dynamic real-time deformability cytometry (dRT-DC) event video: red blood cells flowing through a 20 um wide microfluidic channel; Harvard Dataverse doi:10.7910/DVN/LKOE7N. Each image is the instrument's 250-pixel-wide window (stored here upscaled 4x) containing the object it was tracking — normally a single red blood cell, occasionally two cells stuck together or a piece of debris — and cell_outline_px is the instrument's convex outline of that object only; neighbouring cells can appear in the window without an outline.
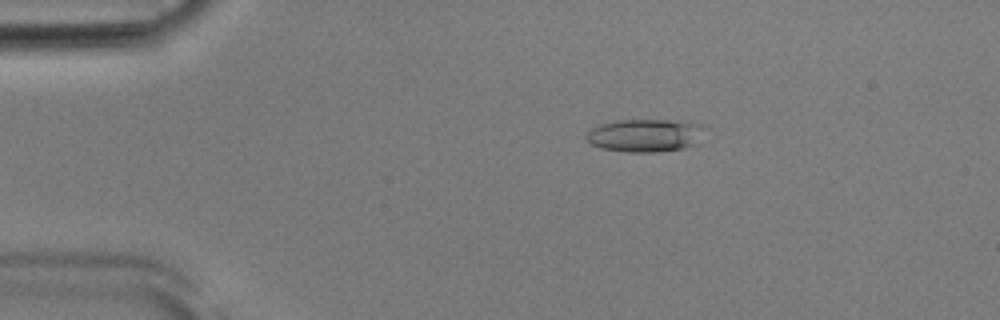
{"species": "Egyptian fruit bat (a non-hibernating species)", "species_latin": "Rousettus aegyptiacus", "temperature_condition": "room temperature", "stored_images_in_passage": 52, "camera_frame_rate_fps": 3000, "um_per_image_px": 0.085, "animal": {"sex": "male"}, "frame": {"image": 1, "passage_image": 10, "time_ms": 3.0, "image_size_px": [1000, 320], "cell_outline_px": [[708, 128], [696, 144], [684, 148], [656, 152], [628, 152], [600, 148], [592, 144], [584, 136], [592, 128], [600, 124], [616, 120], [688, 120], [700, 124]], "centroid_in_image_um": [54.9, 11.49], "position_along_channel_um": 30.1, "area_um2": 23.12}}
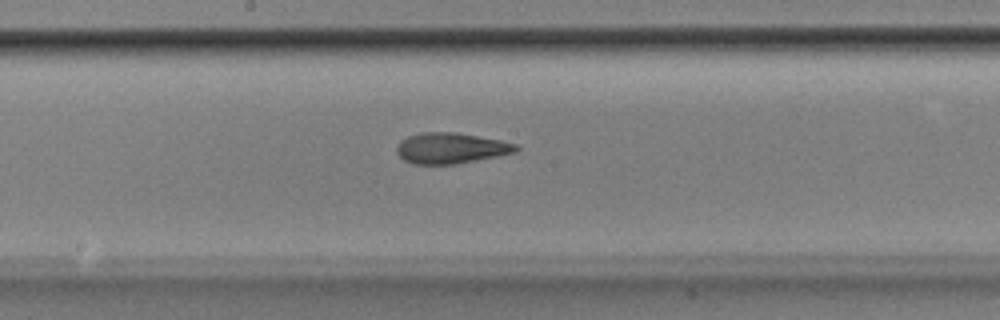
{"frame": {"image": 2, "passage_image": 28, "time_ms": 9.0, "image_size_px": [1000, 320], "cell_outline_px": [[520, 148], [516, 152], [456, 164], [412, 164], [404, 160], [396, 152], [396, 148], [400, 140], [408, 136], [420, 132], [456, 132], [500, 140], [516, 144]], "centroid_in_image_um": [38.29, 12.59], "position_along_channel_um": 209.9, "area_um2": 21.39}}
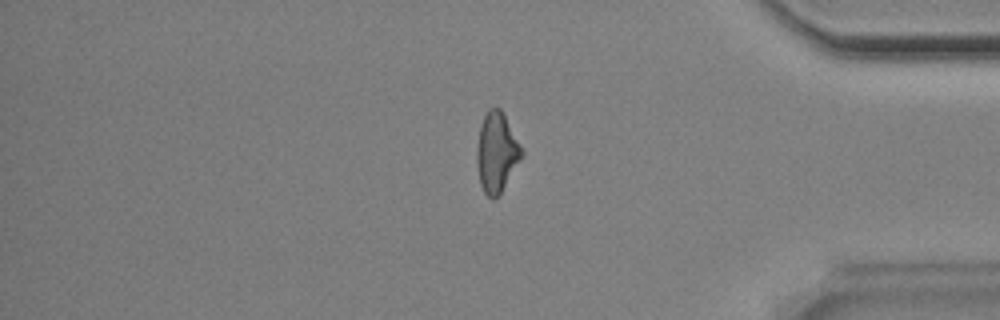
{"frame": {"image": 3, "passage_image": 44, "time_ms": 14.333, "image_size_px": [1000, 320], "cell_outline_px": [[524, 156], [500, 192], [492, 200], [484, 192], [480, 184], [476, 164], [476, 148], [480, 128], [484, 116], [488, 108], [500, 108], [524, 148]], "centroid_in_image_um": [42.23, 12.94], "position_along_channel_um": 393.0, "area_um2": 20.98}, "authors_computed_cell_mechanics": {"area_um2": 21.2126, "velocity_mm_per_s": 3.8955, "shape_relaxation_time_tau1_ms": 6.0577, "shape_relaxation_time_tau2_ms": 2.4422, "deformation_change_tau1": 0.1693, "deformation_change_tau2": 0.1177}}